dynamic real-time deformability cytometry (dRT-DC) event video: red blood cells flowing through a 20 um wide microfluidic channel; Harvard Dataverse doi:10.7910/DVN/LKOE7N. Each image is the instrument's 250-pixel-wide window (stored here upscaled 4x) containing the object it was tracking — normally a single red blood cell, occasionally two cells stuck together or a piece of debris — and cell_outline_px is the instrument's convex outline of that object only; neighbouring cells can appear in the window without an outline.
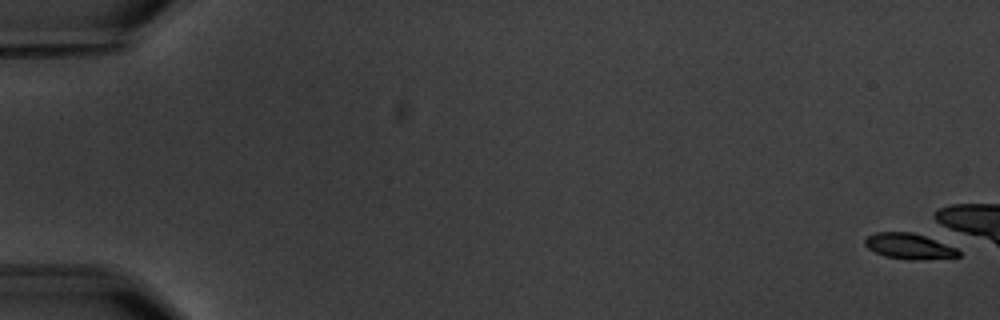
{"species": "common noctule bat (a hibernating species)", "species_latin": "Nyctalus noctula", "temperature_condition": "warm", "stored_images_in_passage": 1, "camera_frame_rate_fps": 3000, "um_per_image_px": 0.085, "animal": {"sex": "male", "body_mass_g": 20.1, "forearm_length_mm": 53.5}, "frame": {"image": 1, "passage_image": 1, "time_ms": 0.0, "image_size_px": [1000, 320], "cell_outline_px": [[960, 256], [916, 260], [908, 260], [884, 256], [868, 248], [864, 244], [864, 240], [868, 236], [876, 232], [912, 232], [924, 236], [956, 248], [960, 252]], "centroid_in_image_um": [77.24, 20.93], "position_along_channel_um": 7.8, "area_um2": 13.81}}